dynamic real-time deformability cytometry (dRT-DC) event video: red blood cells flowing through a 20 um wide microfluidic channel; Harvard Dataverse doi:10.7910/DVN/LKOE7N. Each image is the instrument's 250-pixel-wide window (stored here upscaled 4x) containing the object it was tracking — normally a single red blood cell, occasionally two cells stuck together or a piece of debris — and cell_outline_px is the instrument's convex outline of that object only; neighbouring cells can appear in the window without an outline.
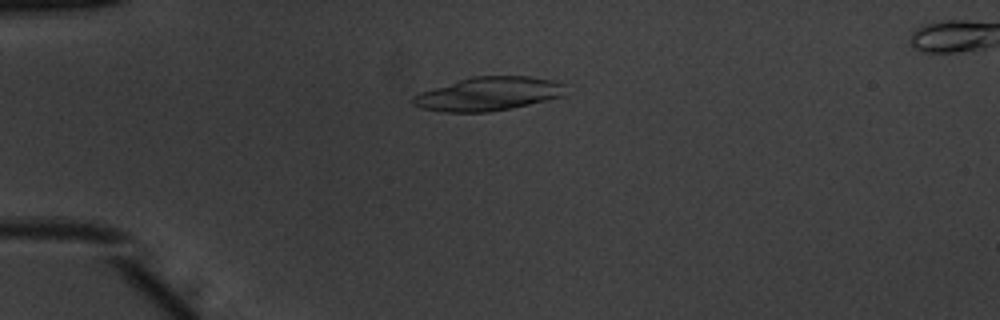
{"species": "common noctule bat (a hibernating species)", "species_latin": "Nyctalus noctula", "temperature_condition": "warm", "stored_images_in_passage": 39, "camera_frame_rate_fps": 3000, "um_per_image_px": 0.085, "animal": {"sex": "male", "body_mass_g": 20.1, "forearm_length_mm": 53.5}, "frame": {"image": 1, "passage_image": 1, "time_ms": 0.0, "image_size_px": [1000, 320], "cell_outline_px": [[568, 84], [564, 96], [512, 108], [488, 112], [444, 112], [420, 108], [412, 104], [412, 96], [420, 92], [472, 76], [528, 76], [552, 80]], "centroid_in_image_um": [41.54, 7.98], "position_along_channel_um": 43.5, "area_um2": 30.06}}
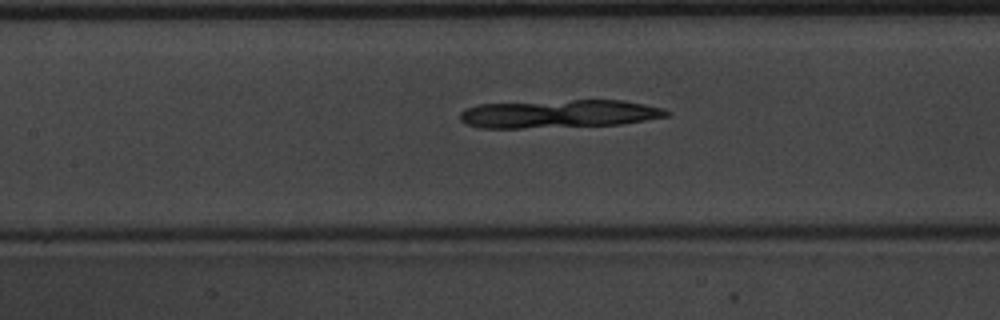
{"frame": {"image": 2, "passage_image": 12, "time_ms": 3.667, "image_size_px": [1000, 320], "cell_outline_px": [[672, 112], [668, 116], [620, 124], [520, 128], [480, 128], [464, 124], [460, 120], [460, 112], [464, 108], [480, 104], [572, 100], [624, 100], [644, 104], [660, 108]], "centroid_in_image_um": [47.46, 9.67], "position_along_channel_um": 159.9, "area_um2": 33.7}}
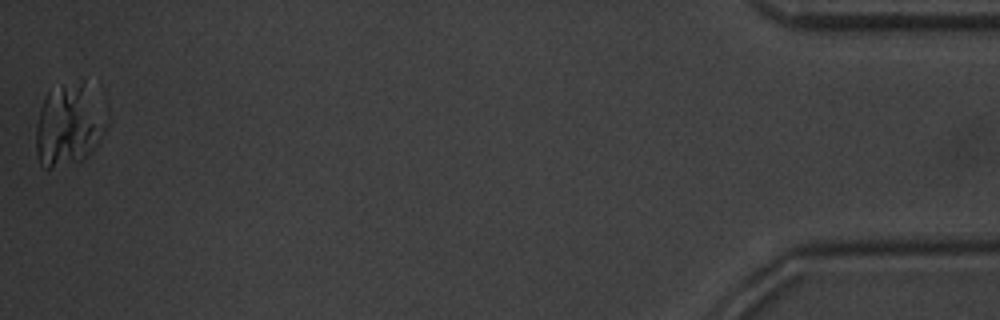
{"frame": {"image": 3, "passage_image": 39, "time_ms": 12.667, "image_size_px": [1000, 320], "cell_outline_px": [[108, 124], [96, 144], [84, 160], [48, 168], [44, 168], [40, 164], [36, 156], [36, 124], [40, 108], [44, 96], [48, 92], [84, 80], [88, 84], [108, 116]], "centroid_in_image_um": [5.85, 10.64], "position_along_channel_um": 429.4, "area_um2": 33.52}}